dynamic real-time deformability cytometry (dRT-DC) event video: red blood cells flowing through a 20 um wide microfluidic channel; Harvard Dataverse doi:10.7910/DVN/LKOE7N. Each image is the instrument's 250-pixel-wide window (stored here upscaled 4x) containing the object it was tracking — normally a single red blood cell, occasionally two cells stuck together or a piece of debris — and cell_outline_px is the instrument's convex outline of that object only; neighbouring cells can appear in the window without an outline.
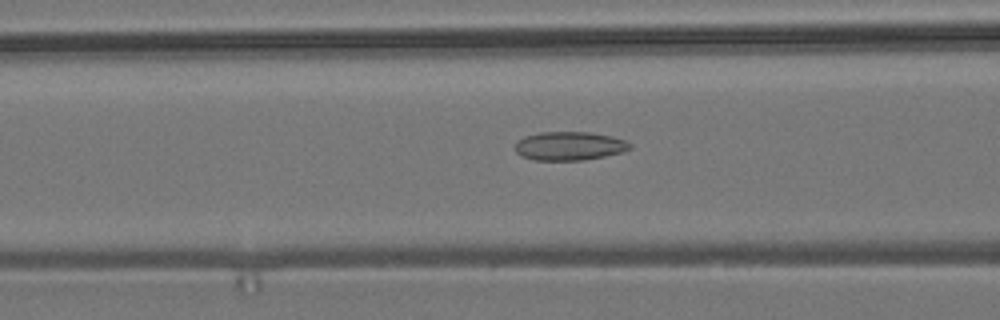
{"species": "common noctule bat (a hibernating species)", "species_latin": "Nyctalus noctula", "temperature_condition": "room temperature", "stored_images_in_passage": 52, "camera_frame_rate_fps": 3000, "um_per_image_px": 0.085, "animal": {"sex": "male", "body_mass_g": 19.2, "forearm_length_mm": 51.8}, "frame": {"image": 1, "passage_image": 22, "time_ms": 7.0, "image_size_px": [1000, 320], "cell_outline_px": [[632, 148], [624, 152], [584, 160], [536, 160], [520, 156], [516, 152], [516, 140], [524, 136], [540, 132], [592, 132], [612, 136], [624, 140], [632, 144]], "centroid_in_image_um": [48.41, 12.4], "position_along_channel_um": 118.2, "area_um2": 19.36}}
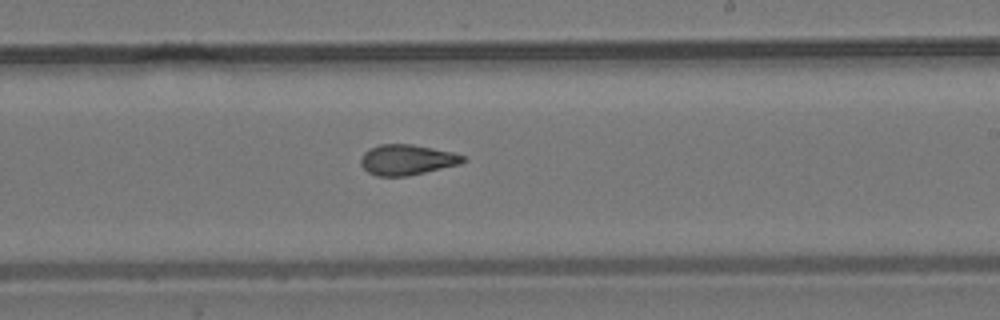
{"frame": {"image": 2, "passage_image": 33, "time_ms": 10.667, "image_size_px": [1000, 320], "cell_outline_px": [[468, 160], [460, 164], [408, 176], [376, 176], [368, 172], [360, 164], [360, 160], [364, 152], [368, 148], [380, 144], [412, 144], [452, 152], [464, 156]], "centroid_in_image_um": [34.58, 13.58], "position_along_channel_um": 254.4, "area_um2": 18.21}}
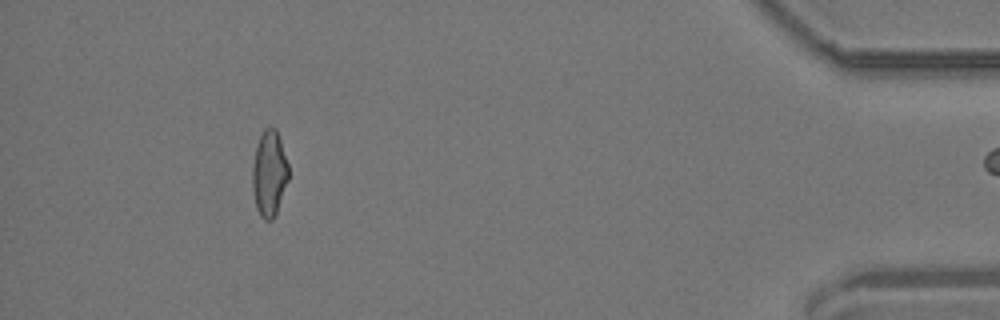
{"frame": {"image": 3, "passage_image": 51, "time_ms": 16.667, "image_size_px": [1000, 320], "cell_outline_px": [[288, 180], [276, 212], [272, 220], [264, 220], [260, 216], [256, 208], [252, 192], [252, 168], [256, 144], [264, 128], [276, 128], [288, 164]], "centroid_in_image_um": [22.86, 14.75], "position_along_channel_um": 412.3, "area_um2": 18.03}}